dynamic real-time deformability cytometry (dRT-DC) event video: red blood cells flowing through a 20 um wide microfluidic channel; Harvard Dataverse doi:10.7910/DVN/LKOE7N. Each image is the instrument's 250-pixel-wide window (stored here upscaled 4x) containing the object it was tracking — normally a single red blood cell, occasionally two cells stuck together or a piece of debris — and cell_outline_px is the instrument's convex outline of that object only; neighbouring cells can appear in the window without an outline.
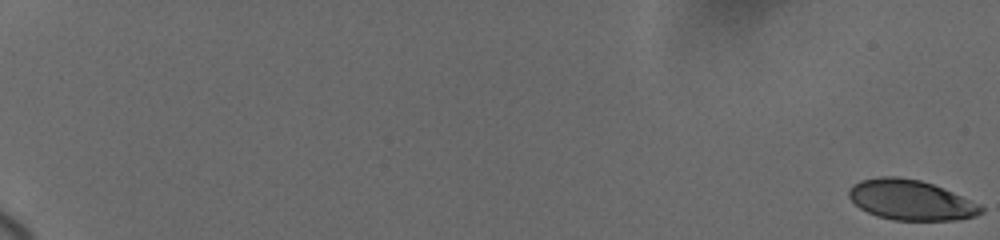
{"species": "human", "species_latin": "Homo sapiens", "temperature_condition": "cold", "stored_images_in_passage": 19, "camera_frame_rate_fps": 3000, "um_per_image_px": 0.085, "donor": {"sex": "female"}, "frame": {"image": 1, "passage_image": 1, "time_ms": 0.0, "image_size_px": [1000, 240], "cell_outline_px": [[984, 212], [976, 216], [956, 220], [892, 220], [876, 216], [860, 208], [848, 196], [848, 188], [852, 184], [860, 180], [880, 176], [896, 176], [920, 180], [944, 188], [980, 204], [984, 208]], "centroid_in_image_um": [77.41, 17.0], "position_along_channel_um": 7.6, "area_um2": 31.15}}
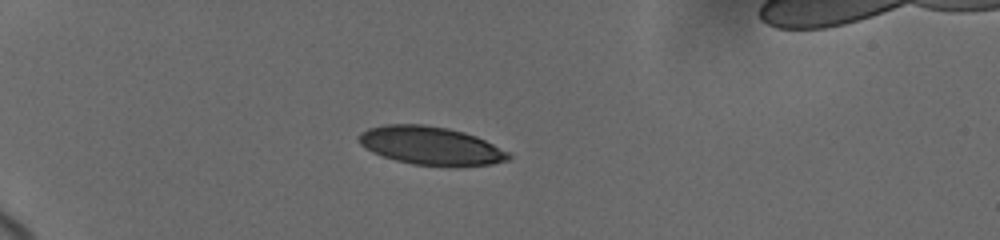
{"frame": {"image": 2, "passage_image": 14, "time_ms": 6.333, "image_size_px": [1000, 240], "cell_outline_px": [[512, 156], [508, 160], [492, 164], [412, 164], [396, 160], [372, 152], [360, 144], [356, 136], [360, 132], [368, 128], [384, 124], [424, 124], [448, 128], [464, 132], [476, 136], [508, 152]], "centroid_in_image_um": [36.54, 12.34], "position_along_channel_um": 48.5, "area_um2": 32.71}}
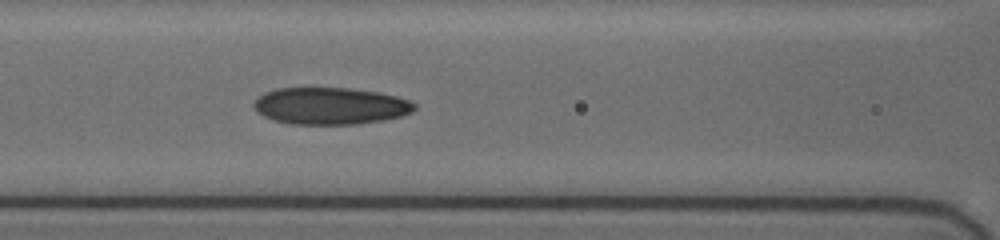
{"frame": {"image": 3, "passage_image": 19, "time_ms": 10.0, "image_size_px": [1000, 240], "cell_outline_px": [[416, 108], [412, 112], [400, 116], [384, 120], [356, 124], [292, 124], [272, 120], [256, 112], [252, 104], [264, 92], [276, 88], [348, 88], [376, 92], [396, 96], [412, 100], [416, 104]], "centroid_in_image_um": [28.08, 9.01], "position_along_channel_um": 138.5, "area_um2": 34.74}}